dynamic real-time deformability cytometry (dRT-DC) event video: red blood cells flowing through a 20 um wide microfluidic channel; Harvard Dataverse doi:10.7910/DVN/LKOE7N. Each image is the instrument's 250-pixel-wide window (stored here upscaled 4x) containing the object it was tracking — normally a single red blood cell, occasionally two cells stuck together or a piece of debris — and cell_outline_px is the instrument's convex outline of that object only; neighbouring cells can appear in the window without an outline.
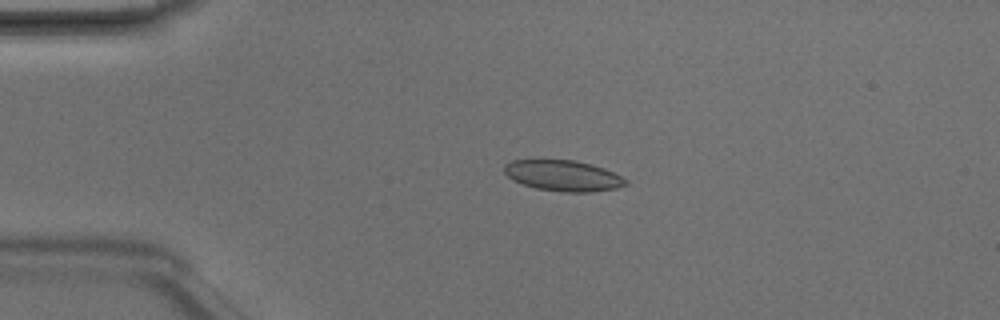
{"species": "Egyptian fruit bat (a non-hibernating species)", "species_latin": "Rousettus aegyptiacus", "temperature_condition": "room temperature", "stored_images_in_passage": 4, "camera_frame_rate_fps": 3000, "um_per_image_px": 0.085, "animal": {"sex": "male"}, "frame": {"image": 1, "passage_image": 3, "time_ms": 0.667, "image_size_px": [1000, 320], "cell_outline_px": [[628, 184], [616, 188], [592, 192], [564, 192], [536, 188], [512, 180], [504, 172], [504, 164], [512, 160], [576, 160], [592, 164], [604, 168], [628, 180]], "centroid_in_image_um": [47.87, 14.93], "position_along_channel_um": 37.1, "area_um2": 21.79}}